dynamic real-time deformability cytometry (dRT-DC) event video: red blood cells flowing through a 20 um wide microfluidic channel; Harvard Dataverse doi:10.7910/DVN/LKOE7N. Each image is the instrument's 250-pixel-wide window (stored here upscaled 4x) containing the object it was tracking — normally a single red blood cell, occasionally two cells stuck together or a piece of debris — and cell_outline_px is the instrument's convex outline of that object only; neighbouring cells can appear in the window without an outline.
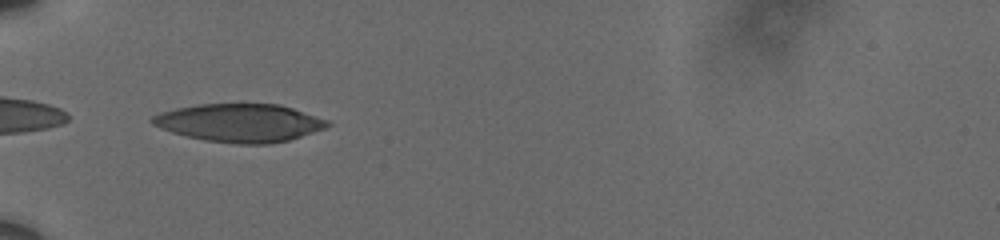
{"species": "human", "species_latin": "Homo sapiens", "temperature_condition": "cold", "stored_images_in_passage": 38, "camera_frame_rate_fps": 3000, "um_per_image_px": 0.085, "donor": {"sex": "male"}, "frame": {"image": 1, "passage_image": 1, "time_ms": 0.0, "image_size_px": [1000, 240], "cell_outline_px": [[332, 124], [324, 128], [288, 140], [268, 144], [236, 144], [204, 140], [172, 132], [160, 128], [152, 124], [148, 120], [152, 116], [160, 112], [176, 108], [200, 104], [280, 104], [328, 120]], "centroid_in_image_um": [20.34, 10.44], "position_along_channel_um": 64.7, "area_um2": 38.73}}
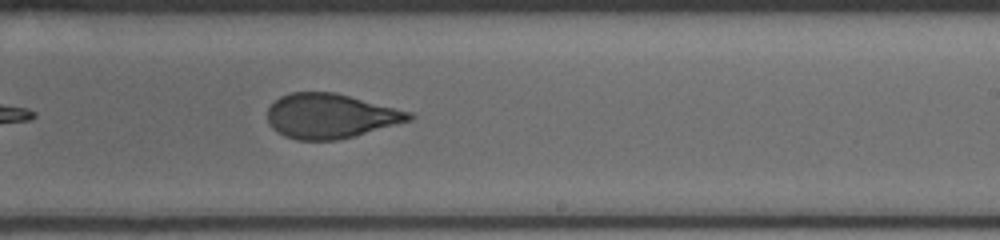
{"frame": {"image": 2, "passage_image": 18, "time_ms": 5.667, "image_size_px": [1000, 240], "cell_outline_px": [[416, 116], [412, 120], [352, 136], [336, 140], [296, 140], [284, 136], [276, 132], [272, 128], [268, 120], [268, 108], [280, 96], [292, 92], [332, 92], [412, 112]], "centroid_in_image_um": [28.07, 9.86], "position_along_channel_um": 260.9, "area_um2": 36.53}}
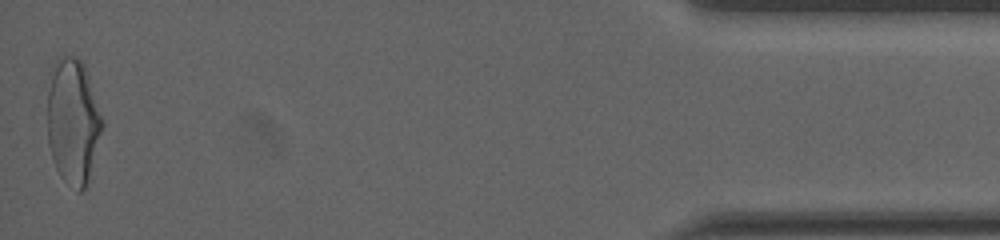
{"frame": {"image": 3, "passage_image": 38, "time_ms": 12.333, "image_size_px": [1000, 240], "cell_outline_px": [[104, 124], [88, 180], [84, 188], [80, 192], [76, 192], [60, 176], [56, 168], [48, 144], [48, 72], [52, 64], [64, 52], [76, 56], [84, 64], [104, 120]], "centroid_in_image_um": [6.19, 10.24], "position_along_channel_um": 429.0, "area_um2": 40.75}, "authors_computed_cell_mechanics": {"area_um2": 37.5411, "velocity_mm_per_s": 3.6194, "shape_relaxation_time_tau1_ms": 6.888, "shape_relaxation_time_tau2_ms": 1.2966, "deformation_change_tau1": 0.19, "deformation_change_tau2": 0.0866}}